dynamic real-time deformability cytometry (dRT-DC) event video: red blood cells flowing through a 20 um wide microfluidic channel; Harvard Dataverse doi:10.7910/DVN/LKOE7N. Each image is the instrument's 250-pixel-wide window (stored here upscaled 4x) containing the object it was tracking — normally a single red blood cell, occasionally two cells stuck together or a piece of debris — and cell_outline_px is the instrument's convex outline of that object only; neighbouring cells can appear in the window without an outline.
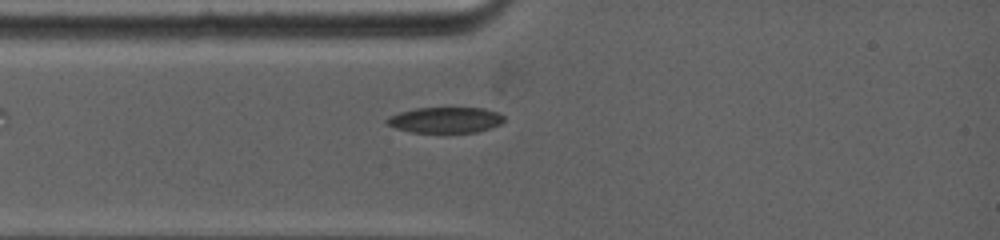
{"species": "common noctule bat (a hibernating species)", "species_latin": "Nyctalus noctula", "temperature_condition": "warm", "stored_images_in_passage": 1, "camera_frame_rate_fps": 5000, "um_per_image_px": 0.085, "animal": {"sex": "female", "body_mass_g": 19.0, "forearm_length_mm": 53.3}, "frame": {"image": 1, "passage_image": 1, "time_ms": 0.0, "image_size_px": [1000, 240], "cell_outline_px": [[504, 120], [500, 124], [476, 132], [448, 136], [412, 132], [396, 128], [384, 124], [384, 120], [388, 116], [400, 112], [416, 108], [484, 108], [500, 112], [504, 116]], "centroid_in_image_um": [37.83, 10.25], "position_along_channel_um": 47.2, "area_um2": 18.55}}